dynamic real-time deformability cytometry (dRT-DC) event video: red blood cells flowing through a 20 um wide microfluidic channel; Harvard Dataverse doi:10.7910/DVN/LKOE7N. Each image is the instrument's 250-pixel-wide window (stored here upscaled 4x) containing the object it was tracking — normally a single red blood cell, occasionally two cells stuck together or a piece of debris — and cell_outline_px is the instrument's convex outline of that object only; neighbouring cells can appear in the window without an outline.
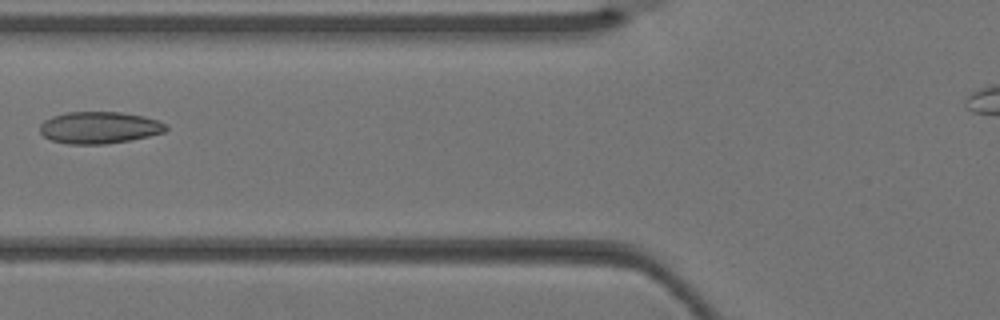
{"species": "Egyptian fruit bat (a non-hibernating species)", "species_latin": "Rousettus aegyptiacus", "temperature_condition": "warm", "stored_images_in_passage": 4, "camera_frame_rate_fps": 3000, "um_per_image_px": 0.085, "animal": {"sex": "female"}, "frame": {"image": 1, "passage_image": 4, "time_ms": 1.0, "image_size_px": [1000, 320], "cell_outline_px": [[168, 128], [164, 132], [148, 136], [128, 140], [104, 144], [68, 144], [52, 140], [44, 136], [40, 132], [40, 124], [44, 120], [52, 116], [68, 112], [120, 112], [144, 116], [160, 120], [168, 124]], "centroid_in_image_um": [8.46, 10.84], "position_along_channel_um": 117.3, "area_um2": 23.47}}